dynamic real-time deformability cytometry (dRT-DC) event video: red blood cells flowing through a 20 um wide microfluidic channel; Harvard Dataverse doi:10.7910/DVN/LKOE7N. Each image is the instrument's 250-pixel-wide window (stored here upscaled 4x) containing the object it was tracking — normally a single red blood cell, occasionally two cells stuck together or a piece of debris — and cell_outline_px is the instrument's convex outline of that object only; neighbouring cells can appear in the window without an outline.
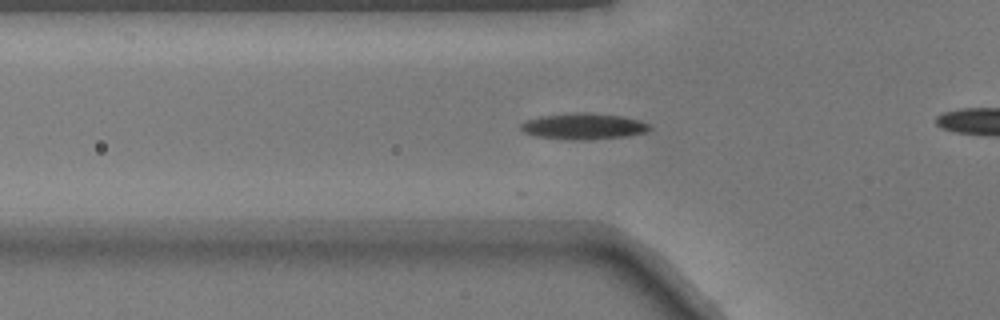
{"species": "common noctule bat (a hibernating species)", "species_latin": "Nyctalus noctula", "temperature_condition": "warm", "stored_images_in_passage": 29, "camera_frame_rate_fps": 3000, "um_per_image_px": 0.085, "animal": {"sex": "male", "body_mass_g": 17.9}, "frame": {"image": 1, "passage_image": 3, "time_ms": 0.667, "image_size_px": [1000, 320], "cell_outline_px": [[652, 128], [648, 132], [628, 136], [588, 140], [584, 140], [536, 136], [524, 132], [520, 128], [520, 124], [524, 120], [544, 116], [576, 112], [584, 112], [620, 116], [640, 120], [648, 124]], "centroid_in_image_um": [49.63, 10.73], "position_along_channel_um": 76.2, "area_um2": 19.48}}
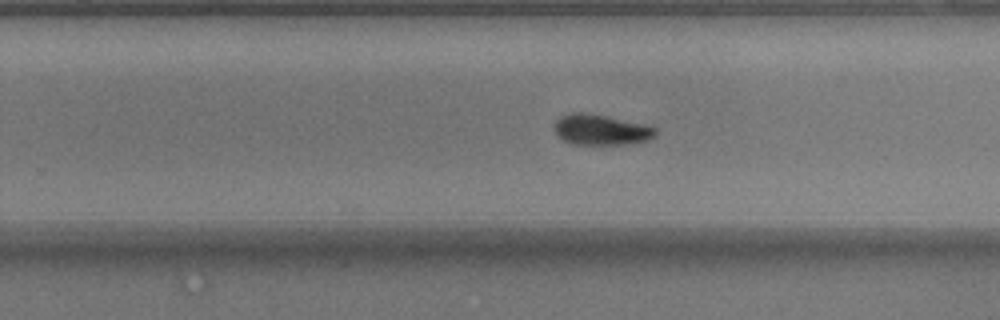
{"frame": {"image": 2, "passage_image": 18, "time_ms": 5.667, "image_size_px": [1000, 320], "cell_outline_px": [[656, 136], [648, 140], [624, 144], [572, 144], [564, 140], [556, 132], [556, 120], [560, 116], [572, 112], [580, 112], [604, 116], [640, 124], [656, 128]], "centroid_in_image_um": [51.07, 11.04], "position_along_channel_um": 278.7, "area_um2": 17.46}}
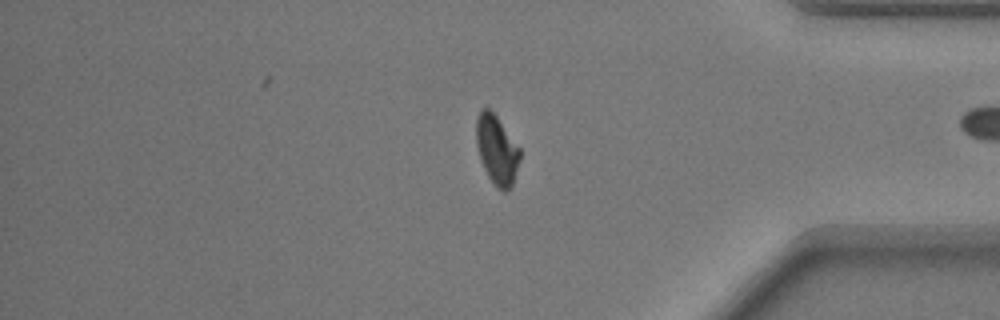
{"frame": {"image": 3, "passage_image": 28, "time_ms": 9.0, "image_size_px": [1000, 320], "cell_outline_px": [[520, 160], [512, 188], [504, 192], [488, 176], [480, 160], [476, 144], [476, 120], [480, 112], [484, 108], [488, 108], [496, 116], [520, 148]], "centroid_in_image_um": [42.23, 12.75], "position_along_channel_um": 393.0, "area_um2": 17.4}}